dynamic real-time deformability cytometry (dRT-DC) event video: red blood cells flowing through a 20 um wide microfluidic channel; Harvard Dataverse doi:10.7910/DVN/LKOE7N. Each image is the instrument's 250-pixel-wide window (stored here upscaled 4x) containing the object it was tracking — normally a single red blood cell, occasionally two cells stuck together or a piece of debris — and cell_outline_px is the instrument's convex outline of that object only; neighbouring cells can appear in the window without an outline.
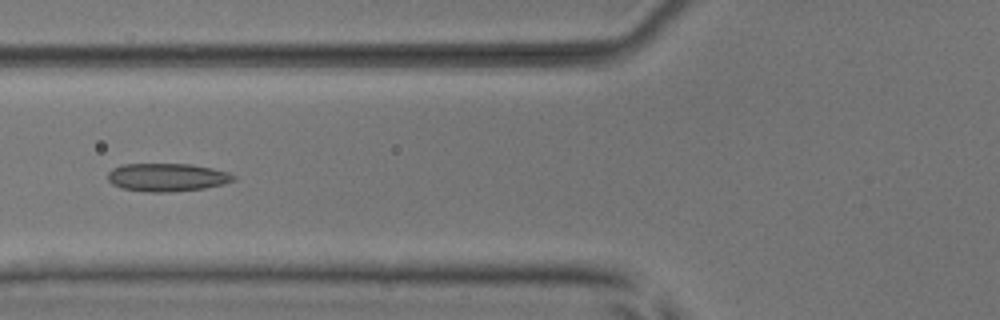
{"species": "common noctule bat (a hibernating species)", "species_latin": "Nyctalus noctula", "temperature_condition": "room temperature", "stored_images_in_passage": 37, "camera_frame_rate_fps": 3000, "um_per_image_px": 0.085, "animal": {"sex": "male", "body_mass_g": 17.9, "forearm_length_mm": 54.2}, "frame": {"image": 1, "passage_image": 6, "time_ms": 1.667, "image_size_px": [1000, 320], "cell_outline_px": [[236, 180], [224, 184], [204, 188], [168, 192], [148, 192], [120, 188], [112, 184], [108, 180], [108, 172], [112, 168], [120, 164], [192, 164], [212, 168], [228, 172], [236, 176]], "centroid_in_image_um": [14.19, 15.07], "position_along_channel_um": 111.6, "area_um2": 20.75}}
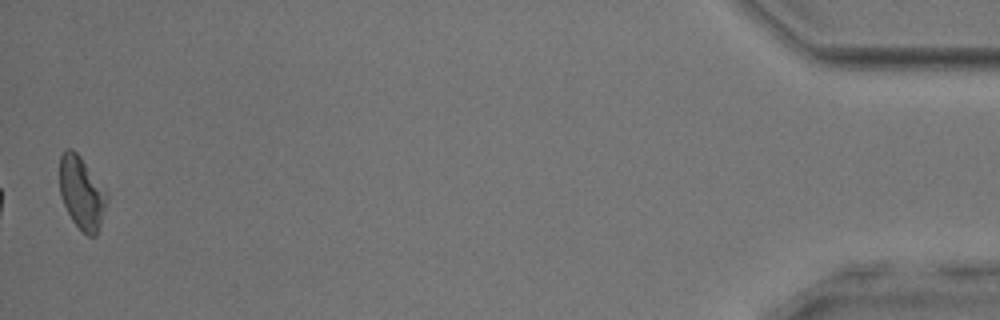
{"frame": {"image": 2, "passage_image": 37, "time_ms": 12.0, "image_size_px": [1000, 320], "cell_outline_px": [[108, 200], [96, 236], [88, 236], [72, 220], [60, 196], [60, 156], [64, 148], [72, 148], [80, 156], [108, 192]], "centroid_in_image_um": [6.95, 16.36], "position_along_channel_um": 428.2, "area_um2": 20.0}, "authors_computed_cell_mechanics": {"area_um2": 19.941, "velocity_mm_per_s": 3.9429, "shape_relaxation_time_tau1_ms": 3.9007, "shape_relaxation_time_tau2_ms": 3.9199, "deformation_change_tau1": 0.0883, "deformation_change_tau2": 0.1165}}